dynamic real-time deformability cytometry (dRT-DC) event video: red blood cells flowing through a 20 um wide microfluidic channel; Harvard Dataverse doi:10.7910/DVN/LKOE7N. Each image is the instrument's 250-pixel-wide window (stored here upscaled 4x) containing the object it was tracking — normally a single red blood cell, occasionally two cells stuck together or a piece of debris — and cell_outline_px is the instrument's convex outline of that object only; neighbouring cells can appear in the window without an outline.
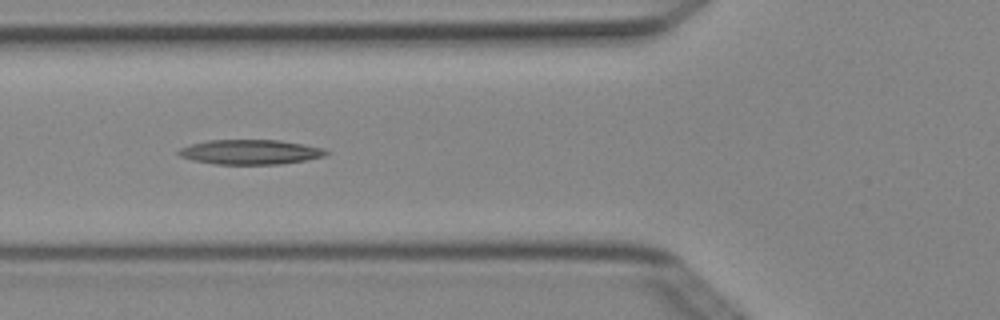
{"species": "Egyptian fruit bat (a non-hibernating species)", "species_latin": "Rousettus aegyptiacus", "temperature_condition": "cold", "stored_images_in_passage": 6, "camera_frame_rate_fps": 3000, "um_per_image_px": 0.085, "animal": {"sex": "female"}, "frame": {"image": 1, "passage_image": 4, "time_ms": 1.0, "image_size_px": [1000, 320], "cell_outline_px": [[328, 152], [324, 156], [304, 160], [280, 164], [216, 164], [192, 160], [180, 156], [176, 152], [180, 148], [192, 144], [208, 140], [280, 140], [324, 148]], "centroid_in_image_um": [21.25, 12.92], "position_along_channel_um": 104.6, "area_um2": 21.1}}
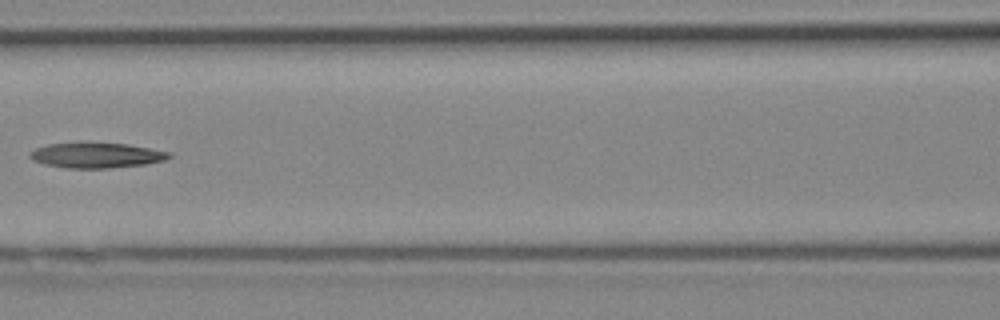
{"frame": {"image": 2, "passage_image": 5, "time_ms": 1.333, "image_size_px": [1000, 320], "cell_outline_px": [[172, 156], [164, 160], [148, 164], [112, 168], [64, 168], [44, 164], [32, 160], [28, 156], [36, 148], [48, 144], [80, 140], [84, 140], [128, 144], [172, 152]], "centroid_in_image_um": [8.19, 13.16], "position_along_channel_um": 158.4, "area_um2": 21.39}}
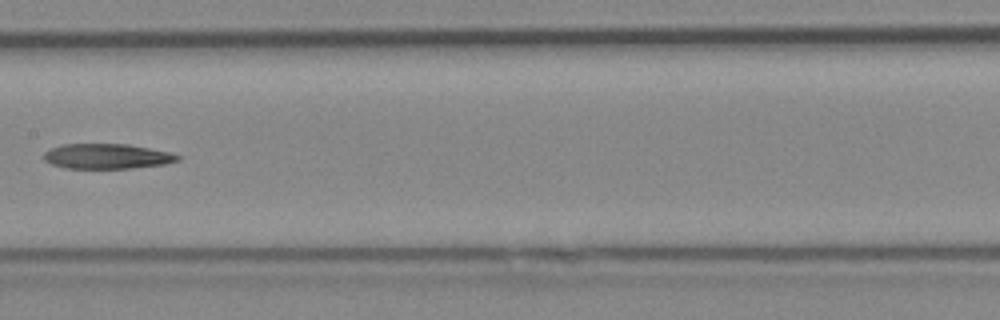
{"frame": {"image": 3, "passage_image": 6, "time_ms": 1.667, "image_size_px": [1000, 320], "cell_outline_px": [[180, 160], [164, 164], [132, 168], [64, 168], [52, 164], [44, 160], [44, 152], [52, 148], [64, 144], [128, 144], [172, 152], [180, 156]], "centroid_in_image_um": [9.12, 13.28], "position_along_channel_um": 198.3, "area_um2": 19.54}}